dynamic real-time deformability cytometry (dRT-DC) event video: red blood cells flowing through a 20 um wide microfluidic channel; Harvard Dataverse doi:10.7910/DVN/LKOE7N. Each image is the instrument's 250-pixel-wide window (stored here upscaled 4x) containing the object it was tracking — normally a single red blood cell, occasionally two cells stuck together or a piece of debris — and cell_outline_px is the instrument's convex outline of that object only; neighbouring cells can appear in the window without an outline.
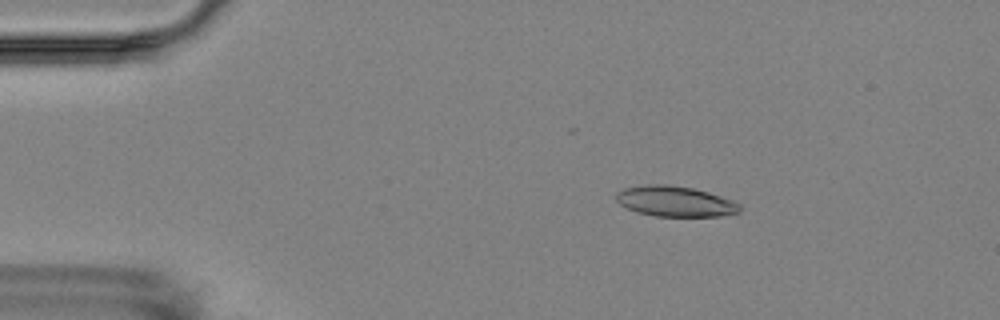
{"species": "Egyptian fruit bat (a non-hibernating species)", "species_latin": "Rousettus aegyptiacus", "temperature_condition": "room temperature", "stored_images_in_passage": 3, "camera_frame_rate_fps": 3000, "um_per_image_px": 0.085, "animal": {"sex": "female"}, "frame": {"image": 1, "passage_image": 1, "time_ms": 0.0, "image_size_px": [1000, 320], "cell_outline_px": [[740, 212], [720, 216], [656, 216], [636, 212], [620, 204], [616, 200], [616, 192], [624, 188], [652, 184], [664, 184], [692, 188], [708, 192], [732, 200], [740, 204]], "centroid_in_image_um": [57.38, 17.12], "position_along_channel_um": 27.6, "area_um2": 21.79}}